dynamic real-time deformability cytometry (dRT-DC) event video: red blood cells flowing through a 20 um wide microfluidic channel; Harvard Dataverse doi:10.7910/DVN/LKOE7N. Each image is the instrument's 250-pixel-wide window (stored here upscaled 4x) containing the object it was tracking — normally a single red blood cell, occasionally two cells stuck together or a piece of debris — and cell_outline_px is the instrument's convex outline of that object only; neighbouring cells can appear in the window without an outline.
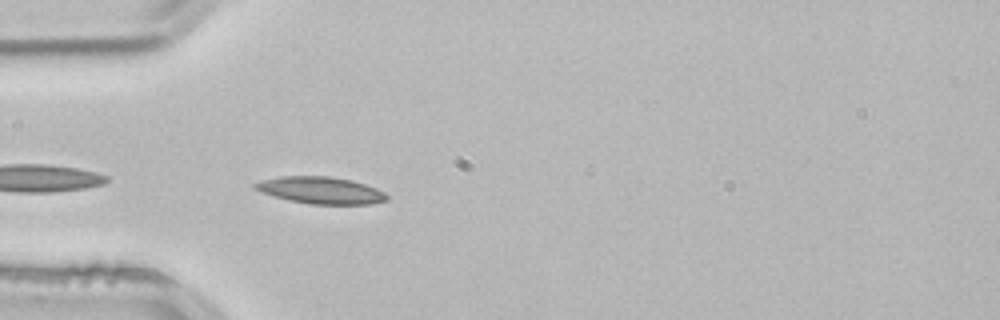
{"species": "common noctule bat (a hibernating species)", "species_latin": "Nyctalus noctula", "temperature_condition": "room temperature", "stored_images_in_passage": 3, "camera_frame_rate_fps": 3000, "um_per_image_px": 0.085, "animal": {"sex": "male", "body_mass_g": 21.5, "forearm_length_mm": 52.0}, "frame": {"image": 1, "passage_image": 3, "time_ms": 0.667, "image_size_px": [1000, 320], "cell_outline_px": [[388, 200], [372, 204], [308, 204], [288, 200], [260, 192], [252, 188], [252, 184], [264, 180], [280, 176], [328, 176], [352, 180], [376, 188], [384, 192], [388, 196]], "centroid_in_image_um": [27.25, 16.18], "position_along_channel_um": 57.8, "area_um2": 20.75}}